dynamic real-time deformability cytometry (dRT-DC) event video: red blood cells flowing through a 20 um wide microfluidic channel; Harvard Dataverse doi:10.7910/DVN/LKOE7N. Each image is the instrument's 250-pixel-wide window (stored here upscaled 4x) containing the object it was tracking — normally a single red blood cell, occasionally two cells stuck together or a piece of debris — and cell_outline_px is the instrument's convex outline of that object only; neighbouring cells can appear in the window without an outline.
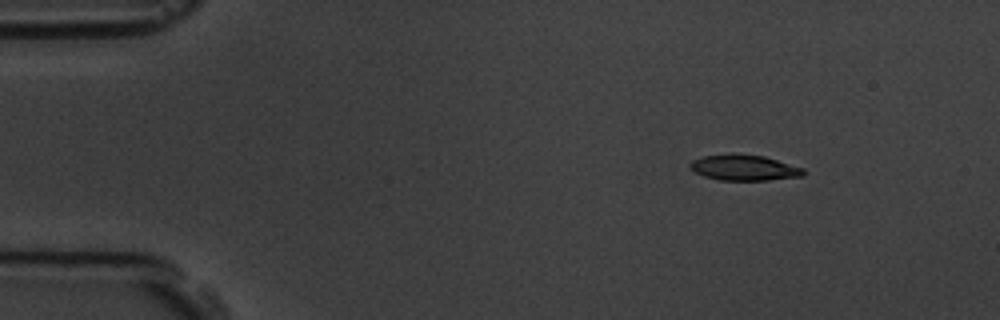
{"species": "common noctule bat (a hibernating species)", "species_latin": "Nyctalus noctula", "temperature_condition": "room temperature", "stored_images_in_passage": 3, "camera_frame_rate_fps": 3000, "um_per_image_px": 0.085, "animal": {"sex": "male", "body_mass_g": 19.5, "forearm_length_mm": 54.6}, "frame": {"image": 1, "passage_image": 1, "time_ms": 0.0, "image_size_px": [1000, 320], "cell_outline_px": [[804, 176], [768, 180], [720, 180], [704, 176], [688, 168], [688, 164], [692, 160], [704, 156], [764, 156], [804, 168]], "centroid_in_image_um": [63.27, 14.29], "position_along_channel_um": 21.7, "area_um2": 16.36}}
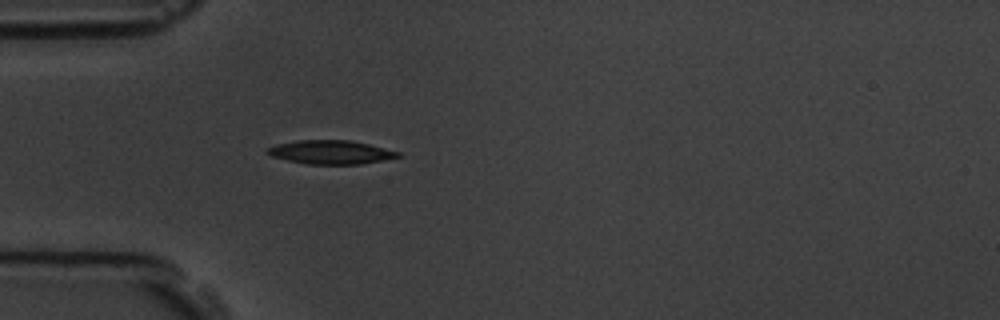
{"frame": {"image": 2, "passage_image": 3, "time_ms": 3.0, "image_size_px": [1000, 320], "cell_outline_px": [[404, 156], [360, 164], [308, 164], [288, 160], [272, 156], [264, 152], [268, 148], [276, 144], [296, 140], [352, 140], [400, 152]], "centroid_in_image_um": [28.12, 12.93], "position_along_channel_um": 56.9, "area_um2": 18.03}}